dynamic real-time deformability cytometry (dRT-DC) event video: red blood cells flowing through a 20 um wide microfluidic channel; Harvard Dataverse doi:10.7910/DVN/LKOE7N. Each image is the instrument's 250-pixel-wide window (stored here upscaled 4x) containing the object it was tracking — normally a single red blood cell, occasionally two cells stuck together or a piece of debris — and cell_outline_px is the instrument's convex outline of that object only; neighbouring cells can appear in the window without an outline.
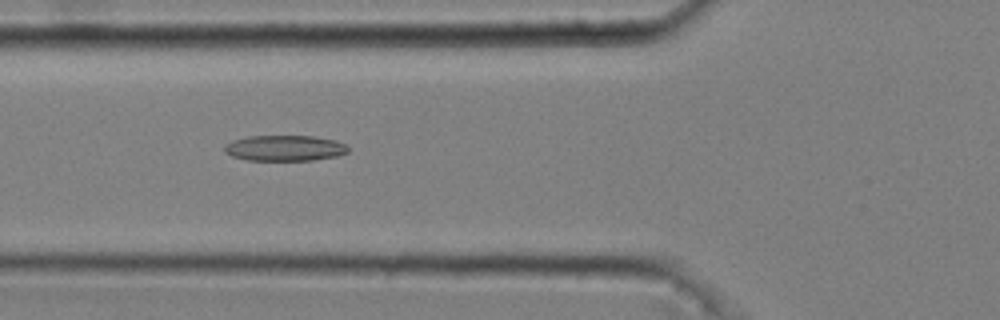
{"species": "common noctule bat (a hibernating species)", "species_latin": "Nyctalus noctula", "temperature_condition": "cold", "stored_images_in_passage": 51, "camera_frame_rate_fps": 3000, "um_per_image_px": 0.085, "animal": {"sex": "male", "body_mass_g": 20.4}, "frame": {"image": 1, "passage_image": 20, "time_ms": 6.333, "image_size_px": [1000, 320], "cell_outline_px": [[348, 152], [340, 156], [312, 160], [248, 160], [232, 156], [224, 152], [224, 144], [232, 140], [248, 136], [312, 136], [336, 140], [344, 144], [348, 148]], "centroid_in_image_um": [24.19, 12.59], "position_along_channel_um": 101.6, "area_um2": 18.61}}
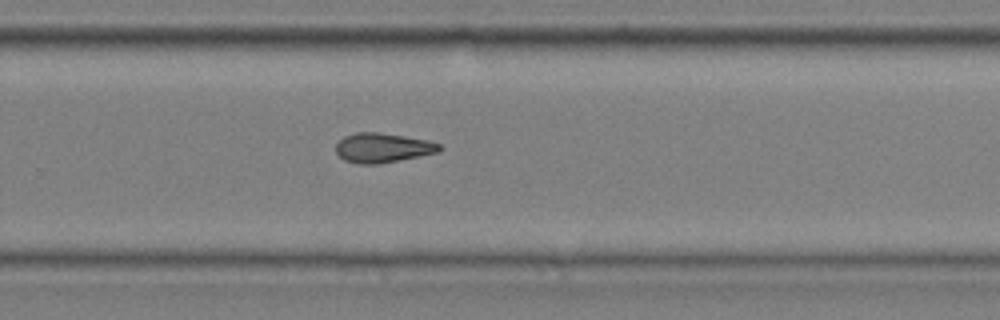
{"frame": {"image": 2, "passage_image": 36, "time_ms": 11.667, "image_size_px": [1000, 320], "cell_outline_px": [[444, 148], [440, 152], [380, 164], [360, 164], [344, 160], [336, 152], [336, 144], [344, 136], [356, 132], [380, 132], [428, 140], [440, 144]], "centroid_in_image_um": [32.56, 12.56], "position_along_channel_um": 297.2, "area_um2": 17.98}}
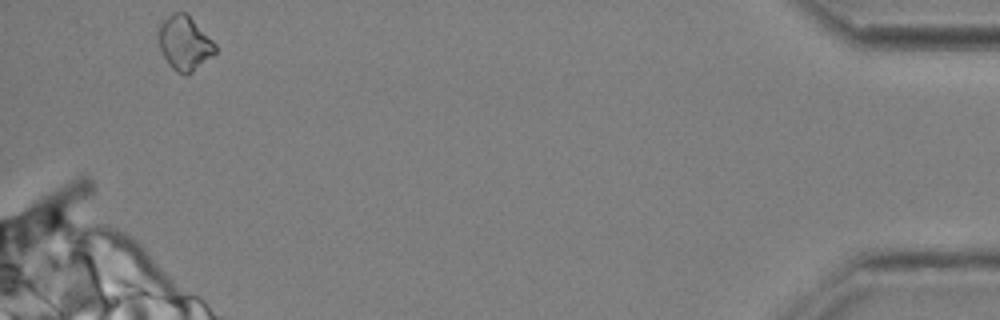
{"frame": {"image": 3, "passage_image": 51, "time_ms": 16.667, "image_size_px": [1000, 320], "cell_outline_px": [[216, 52], [212, 56], [192, 72], [176, 72], [168, 64], [160, 48], [156, 32], [160, 24], [172, 12], [188, 12], [216, 44]], "centroid_in_image_um": [15.67, 3.61], "position_along_channel_um": 419.5, "area_um2": 18.03}}